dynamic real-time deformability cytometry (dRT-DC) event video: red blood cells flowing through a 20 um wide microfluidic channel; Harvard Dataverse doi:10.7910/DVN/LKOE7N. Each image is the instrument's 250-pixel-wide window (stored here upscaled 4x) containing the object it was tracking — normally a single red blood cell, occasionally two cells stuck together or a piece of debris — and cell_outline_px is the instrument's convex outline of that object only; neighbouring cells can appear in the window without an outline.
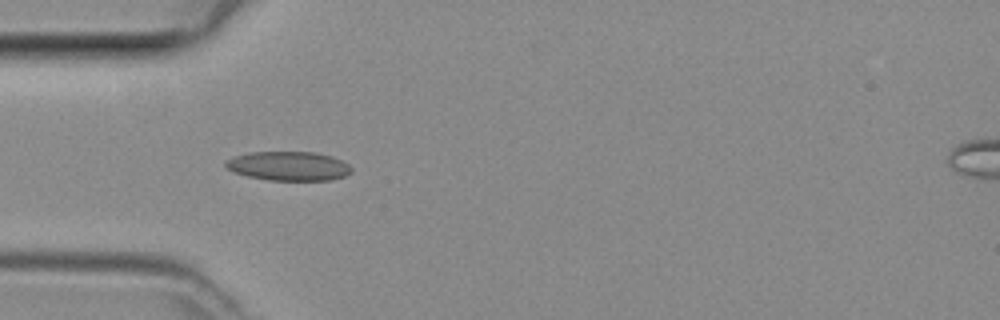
{"species": "common noctule bat (a hibernating species)", "species_latin": "Nyctalus noctula", "temperature_condition": "room temperature", "stored_images_in_passage": 4, "camera_frame_rate_fps": 3000, "um_per_image_px": 0.085, "animal": {"sex": "female", "body_mass_g": 29.2, "forearm_length_mm": 56.3}, "frame": {"image": 1, "passage_image": 3, "time_ms": 0.667, "image_size_px": [1000, 320], "cell_outline_px": [[352, 172], [344, 176], [332, 180], [268, 180], [248, 176], [232, 172], [224, 164], [224, 160], [232, 156], [252, 152], [316, 152], [332, 156], [348, 164], [352, 168]], "centroid_in_image_um": [24.51, 14.11], "position_along_channel_um": 60.5, "area_um2": 21.5}}
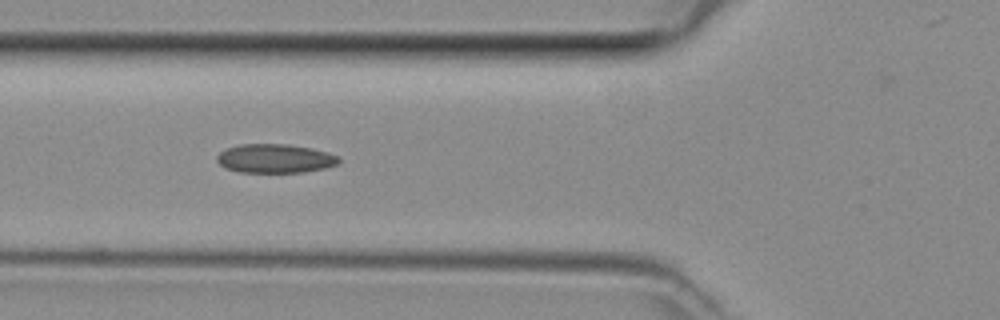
{"frame": {"image": 2, "passage_image": 4, "time_ms": 1.0, "image_size_px": [1000, 320], "cell_outline_px": [[340, 164], [324, 168], [304, 172], [240, 172], [224, 168], [216, 160], [216, 156], [220, 152], [228, 148], [240, 144], [288, 144], [312, 148], [328, 152], [340, 156]], "centroid_in_image_um": [23.41, 13.47], "position_along_channel_um": 102.4, "area_um2": 20.69}}